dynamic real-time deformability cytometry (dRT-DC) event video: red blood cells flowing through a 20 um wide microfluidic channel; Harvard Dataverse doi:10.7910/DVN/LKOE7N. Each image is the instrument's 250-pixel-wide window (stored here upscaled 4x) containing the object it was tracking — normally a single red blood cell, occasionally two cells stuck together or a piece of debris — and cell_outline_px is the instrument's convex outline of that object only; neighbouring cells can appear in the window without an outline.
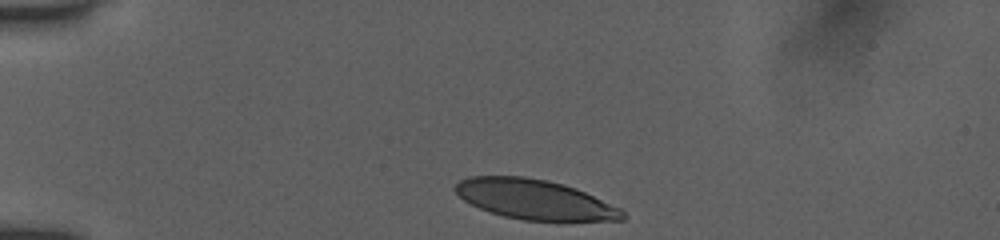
{"species": "human", "species_latin": "Homo sapiens", "temperature_condition": "room temperature", "stored_images_in_passage": 34, "camera_frame_rate_fps": 3000, "um_per_image_px": 0.085, "donor": {"sex": "female"}, "frame": {"image": 1, "passage_image": 1, "time_ms": 0.0, "image_size_px": [1000, 240], "cell_outline_px": [[628, 216], [624, 220], [524, 220], [504, 216], [488, 212], [464, 200], [452, 188], [460, 180], [468, 176], [524, 176], [548, 180], [564, 184], [576, 188], [620, 208]], "centroid_in_image_um": [45.43, 16.94], "position_along_channel_um": 39.6, "area_um2": 38.67}}
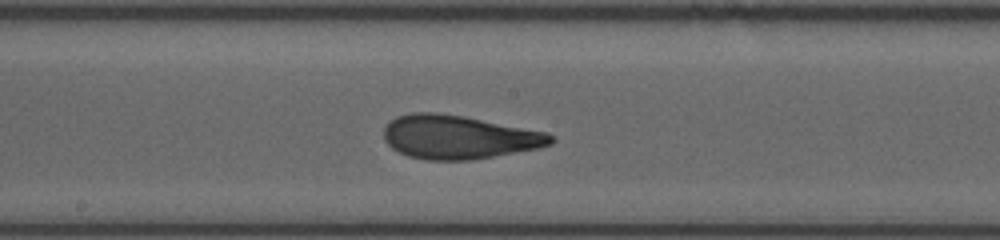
{"frame": {"image": 2, "passage_image": 18, "time_ms": 5.667, "image_size_px": [1000, 240], "cell_outline_px": [[556, 140], [552, 144], [540, 148], [472, 160], [428, 160], [408, 156], [392, 148], [384, 140], [384, 128], [396, 116], [412, 112], [436, 112], [464, 116], [548, 132]], "centroid_in_image_um": [39.01, 11.65], "position_along_channel_um": 209.2, "area_um2": 42.66}}
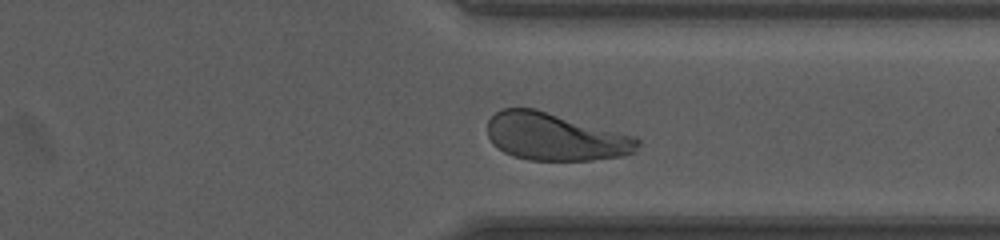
{"frame": {"image": 3, "passage_image": 30, "time_ms": 9.667, "image_size_px": [1000, 240], "cell_outline_px": [[640, 144], [636, 152], [624, 156], [592, 160], [528, 160], [512, 156], [504, 152], [492, 144], [488, 136], [488, 120], [500, 108], [536, 108], [636, 136], [640, 140]], "centroid_in_image_um": [47.22, 11.62], "position_along_channel_um": 364.2, "area_um2": 42.08}, "authors_computed_cell_mechanics": {"area_um2": 42.0206, "velocity_mm_per_s": 3.8805, "shape_relaxation_time_tau1_ms": 4.1479, "shape_relaxation_time_tau2_ms": 0.9511, "deformation_change_tau1": 0.1608, "deformation_change_tau2": 0.0758}}